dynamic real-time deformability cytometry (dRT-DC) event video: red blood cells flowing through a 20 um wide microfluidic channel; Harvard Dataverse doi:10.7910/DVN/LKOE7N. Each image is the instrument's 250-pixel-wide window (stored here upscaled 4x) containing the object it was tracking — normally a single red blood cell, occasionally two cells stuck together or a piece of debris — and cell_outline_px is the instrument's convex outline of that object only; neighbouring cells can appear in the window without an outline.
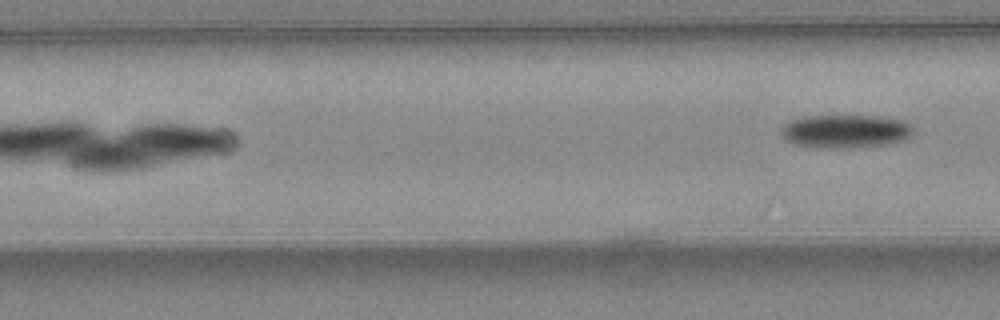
{"species": "common noctule bat (a hibernating species)", "species_latin": "Nyctalus noctula", "temperature_condition": "warm", "stored_images_in_passage": 6, "camera_frame_rate_fps": 3000, "um_per_image_px": 0.085, "animal": {"sex": "female", "body_mass_g": 24.6, "forearm_length_mm": 56.2}, "frame": {"image": 1, "passage_image": 6, "time_ms": 1.667, "image_size_px": [1000, 320], "cell_outline_px": [[912, 132], [904, 140], [884, 144], [844, 148], [828, 148], [796, 144], [788, 140], [780, 132], [784, 124], [788, 120], [804, 116], [872, 116], [900, 120], [912, 124]], "centroid_in_image_um": [71.83, 11.14], "position_along_channel_um": 135.6, "area_um2": 25.2}}